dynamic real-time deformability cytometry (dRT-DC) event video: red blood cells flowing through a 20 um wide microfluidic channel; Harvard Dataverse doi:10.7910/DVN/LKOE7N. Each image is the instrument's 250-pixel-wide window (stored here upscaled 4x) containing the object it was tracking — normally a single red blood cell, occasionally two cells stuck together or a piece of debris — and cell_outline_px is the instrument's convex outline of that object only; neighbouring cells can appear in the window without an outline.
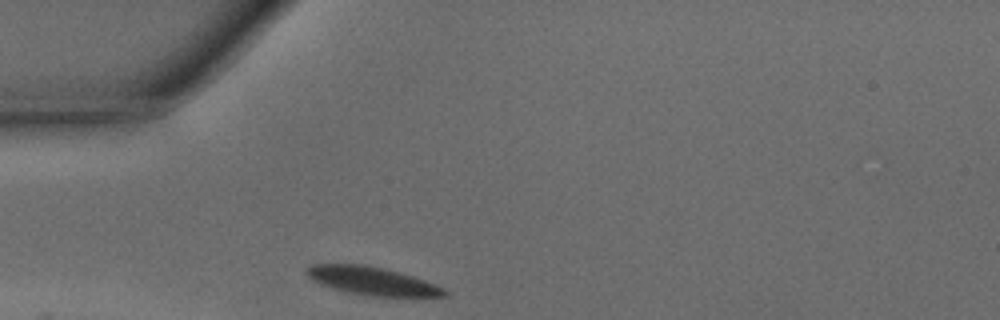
{"species": "common noctule bat (a hibernating species)", "species_latin": "Nyctalus noctula", "temperature_condition": "warm", "stored_images_in_passage": 25, "camera_frame_rate_fps": 3000, "um_per_image_px": 0.085, "animal": {"sex": "male", "body_mass_g": 15.6}, "frame": {"image": 1, "passage_image": 1, "time_ms": 0.0, "image_size_px": [1000, 320], "cell_outline_px": [[448, 296], [372, 296], [348, 292], [320, 284], [312, 280], [304, 272], [304, 268], [312, 264], [364, 264], [384, 268], [400, 272], [424, 280], [444, 288], [448, 292]], "centroid_in_image_um": [31.59, 23.86], "position_along_channel_um": 53.4, "area_um2": 22.54}}
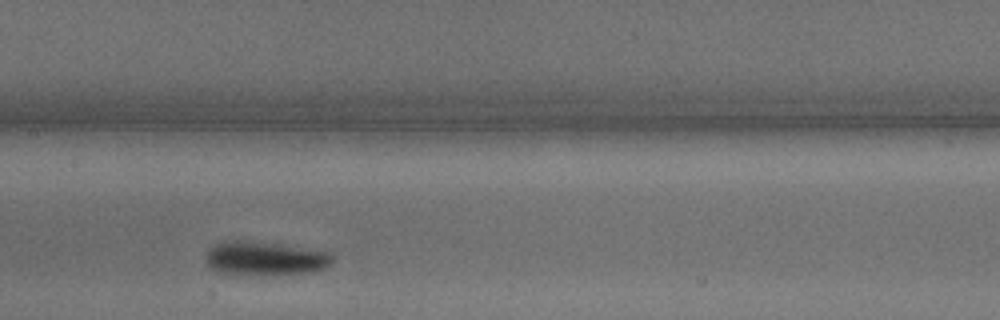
{"frame": {"image": 2, "passage_image": 11, "time_ms": 3.333, "image_size_px": [1000, 320], "cell_outline_px": [[332, 260], [324, 268], [312, 272], [264, 276], [236, 276], [216, 272], [204, 260], [204, 256], [216, 244], [236, 240], [248, 240], [276, 244], [324, 252], [332, 256]], "centroid_in_image_um": [22.42, 22.02], "position_along_channel_um": 185.0, "area_um2": 25.09}}
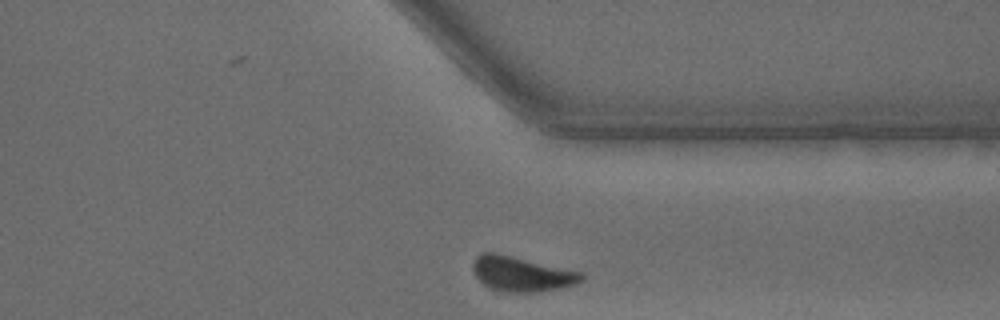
{"frame": {"image": 3, "passage_image": 24, "time_ms": 7.667, "image_size_px": [1000, 320], "cell_outline_px": [[584, 280], [560, 288], [536, 292], [500, 292], [484, 284], [476, 276], [472, 268], [472, 264], [476, 256], [480, 252], [496, 252], [584, 272]], "centroid_in_image_um": [44.33, 23.27], "position_along_channel_um": 367.1, "area_um2": 22.25}, "authors_computed_cell_mechanics": {"area_um2": 23.2356, "velocity_mm_per_s": 4.2147, "shape_relaxation_time_tau1_ms": 9.2392, "shape_relaxation_time_tau2_ms": 3.2863, "deformation_change_tau1": 0.3923, "deformation_change_tau2": 0.0749}}